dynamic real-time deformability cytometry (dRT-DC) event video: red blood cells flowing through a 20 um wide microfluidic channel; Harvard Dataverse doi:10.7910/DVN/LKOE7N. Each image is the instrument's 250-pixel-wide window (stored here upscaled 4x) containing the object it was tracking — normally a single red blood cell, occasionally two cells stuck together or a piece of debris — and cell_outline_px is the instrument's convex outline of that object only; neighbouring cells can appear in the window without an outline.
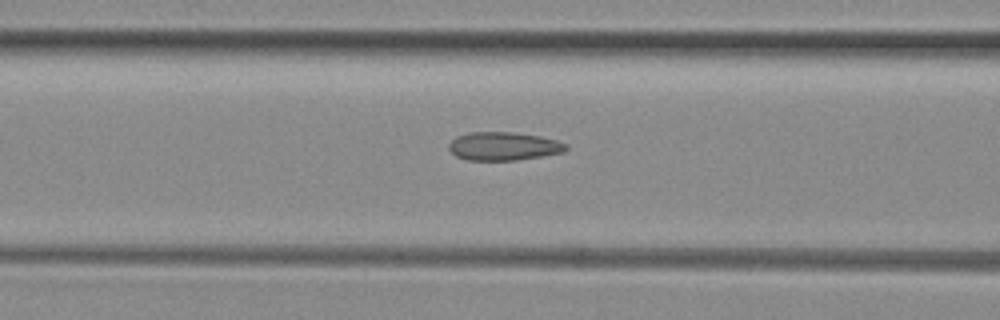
{"species": "common noctule bat (a hibernating species)", "species_latin": "Nyctalus noctula", "temperature_condition": "room temperature", "stored_images_in_passage": 20, "camera_frame_rate_fps": 3000, "um_per_image_px": 0.085, "animal": {"sex": "female", "body_mass_g": 29.2, "forearm_length_mm": 56.3}, "frame": {"image": 1, "passage_image": 19, "time_ms": 6.0, "image_size_px": [1000, 320], "cell_outline_px": [[568, 148], [564, 152], [516, 160], [468, 160], [456, 156], [448, 148], [448, 144], [456, 136], [468, 132], [512, 132], [540, 136], [556, 140], [568, 144]], "centroid_in_image_um": [42.79, 12.42], "position_along_channel_um": 123.8, "area_um2": 19.36}}